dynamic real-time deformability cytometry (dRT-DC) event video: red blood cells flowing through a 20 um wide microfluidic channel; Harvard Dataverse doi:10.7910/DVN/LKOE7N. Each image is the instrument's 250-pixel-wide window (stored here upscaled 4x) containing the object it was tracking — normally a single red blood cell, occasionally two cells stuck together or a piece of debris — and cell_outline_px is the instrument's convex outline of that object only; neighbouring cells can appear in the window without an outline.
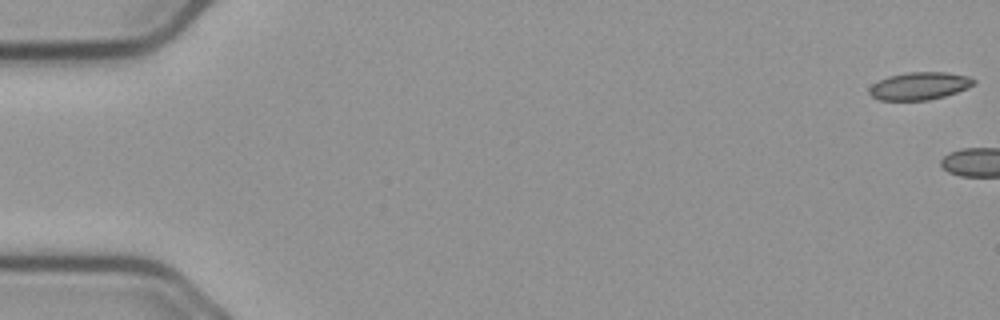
{"species": "common noctule bat (a hibernating species)", "species_latin": "Nyctalus noctula", "temperature_condition": "cold", "stored_images_in_passage": 4, "camera_frame_rate_fps": 3000, "um_per_image_px": 0.085, "animal": {"sex": "male", "body_mass_g": 23.1, "forearm_length_mm": 52.7}, "frame": {"image": 1, "passage_image": 1, "time_ms": 0.0, "image_size_px": [1000, 320], "cell_outline_px": [[976, 84], [968, 88], [944, 96], [928, 100], [880, 100], [872, 96], [868, 92], [868, 88], [872, 84], [888, 76], [908, 72], [948, 72], [968, 76], [976, 80]], "centroid_in_image_um": [78.17, 7.3], "position_along_channel_um": 6.8, "area_um2": 16.88}}